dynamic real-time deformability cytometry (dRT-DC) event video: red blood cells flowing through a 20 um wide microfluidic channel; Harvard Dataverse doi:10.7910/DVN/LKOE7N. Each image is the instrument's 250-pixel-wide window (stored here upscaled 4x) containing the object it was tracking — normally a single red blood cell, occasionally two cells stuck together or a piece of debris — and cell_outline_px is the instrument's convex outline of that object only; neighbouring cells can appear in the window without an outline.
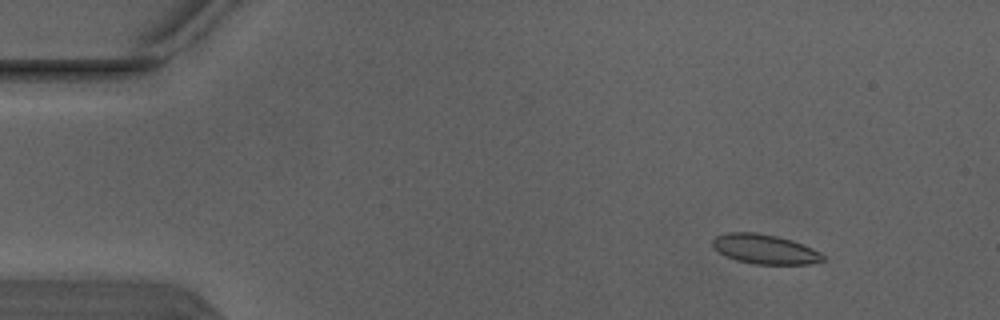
{"species": "Egyptian fruit bat (a non-hibernating species)", "species_latin": "Rousettus aegyptiacus", "temperature_condition": "warm", "stored_images_in_passage": 2, "camera_frame_rate_fps": 3000, "um_per_image_px": 0.085, "animal": {"sex": "male"}, "frame": {"image": 1, "passage_image": 1, "time_ms": 0.0, "image_size_px": [1000, 320], "cell_outline_px": [[824, 260], [808, 264], [752, 264], [736, 260], [720, 252], [712, 244], [712, 240], [716, 236], [728, 232], [756, 232], [776, 236], [792, 240], [812, 248], [820, 252], [824, 256]], "centroid_in_image_um": [65.02, 21.17], "position_along_channel_um": 20.0, "area_um2": 18.84}}
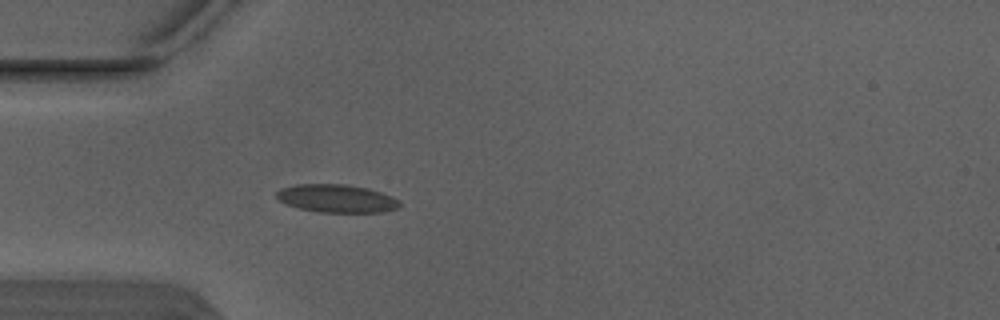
{"frame": {"image": 2, "passage_image": 2, "time_ms": 0.333, "image_size_px": [1000, 320], "cell_outline_px": [[400, 204], [396, 208], [384, 212], [320, 212], [300, 208], [284, 204], [276, 196], [276, 192], [280, 188], [296, 184], [344, 184], [368, 188], [392, 196], [400, 200]], "centroid_in_image_um": [28.6, 16.86], "position_along_channel_um": 56.4, "area_um2": 20.11}}